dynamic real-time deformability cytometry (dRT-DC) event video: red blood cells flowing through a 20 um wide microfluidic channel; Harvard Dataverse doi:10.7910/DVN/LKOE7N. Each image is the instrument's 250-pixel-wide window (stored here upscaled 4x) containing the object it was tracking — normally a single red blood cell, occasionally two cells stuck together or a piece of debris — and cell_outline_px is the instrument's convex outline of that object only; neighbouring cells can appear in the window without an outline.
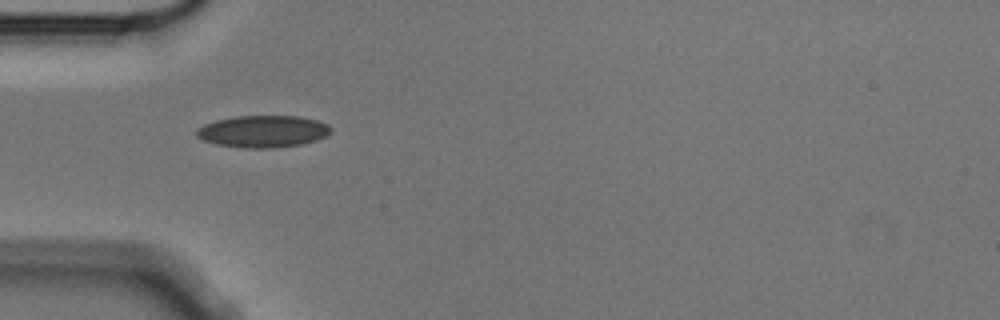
{"species": "Egyptian fruit bat (a non-hibernating species)", "species_latin": "Rousettus aegyptiacus", "temperature_condition": "cold", "stored_images_in_passage": 4, "camera_frame_rate_fps": 3000, "um_per_image_px": 0.085, "animal": {"sex": "male"}, "frame": {"image": 1, "passage_image": 3, "time_ms": 0.667, "image_size_px": [1000, 320], "cell_outline_px": [[332, 128], [324, 136], [316, 140], [300, 144], [276, 148], [240, 148], [216, 144], [204, 140], [196, 136], [196, 128], [204, 124], [216, 120], [236, 116], [300, 116], [316, 120], [328, 124]], "centroid_in_image_um": [22.32, 11.17], "position_along_channel_um": 62.7, "area_um2": 25.03}}
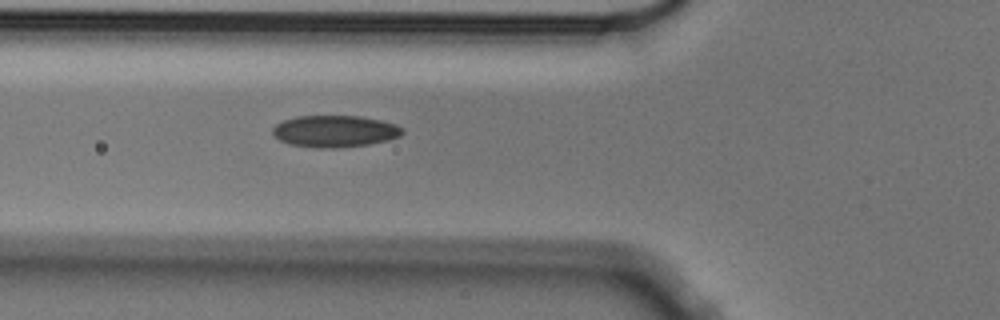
{"frame": {"image": 2, "passage_image": 4, "time_ms": 1.0, "image_size_px": [1000, 320], "cell_outline_px": [[404, 132], [400, 136], [388, 140], [368, 144], [336, 148], [316, 148], [288, 144], [280, 140], [272, 132], [272, 128], [276, 124], [284, 120], [296, 116], [360, 116], [380, 120], [396, 124], [404, 128]], "centroid_in_image_um": [28.47, 11.15], "position_along_channel_um": 97.3, "area_um2": 24.1}}